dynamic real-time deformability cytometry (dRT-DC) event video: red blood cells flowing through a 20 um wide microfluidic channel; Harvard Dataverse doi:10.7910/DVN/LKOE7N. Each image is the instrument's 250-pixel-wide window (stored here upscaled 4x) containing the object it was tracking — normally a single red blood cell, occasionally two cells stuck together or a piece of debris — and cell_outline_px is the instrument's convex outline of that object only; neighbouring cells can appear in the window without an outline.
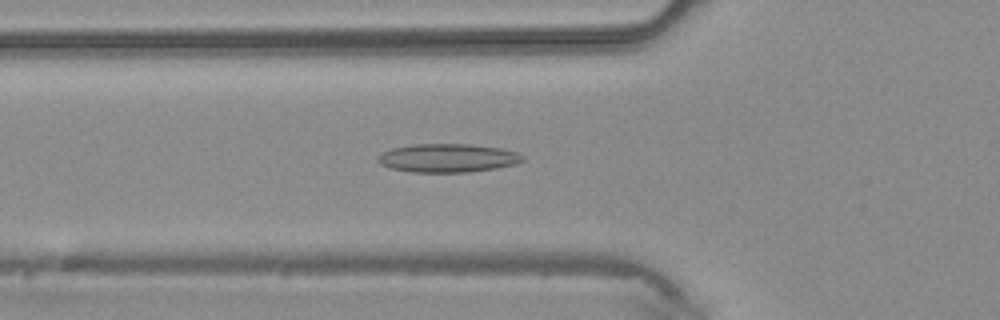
{"species": "common noctule bat (a hibernating species)", "species_latin": "Nyctalus noctula", "temperature_condition": "warm", "stored_images_in_passage": 33, "camera_frame_rate_fps": 3000, "um_per_image_px": 0.085, "animal": {"sex": "male", "body_mass_g": 20.4}, "frame": {"image": 1, "passage_image": 5, "time_ms": 1.333, "image_size_px": [1000, 320], "cell_outline_px": [[524, 160], [516, 164], [496, 168], [468, 172], [412, 172], [388, 168], [380, 164], [376, 160], [376, 156], [392, 148], [412, 144], [468, 144], [500, 148], [516, 152], [524, 156]], "centroid_in_image_um": [38.02, 13.43], "position_along_channel_um": 87.8, "area_um2": 24.16}}
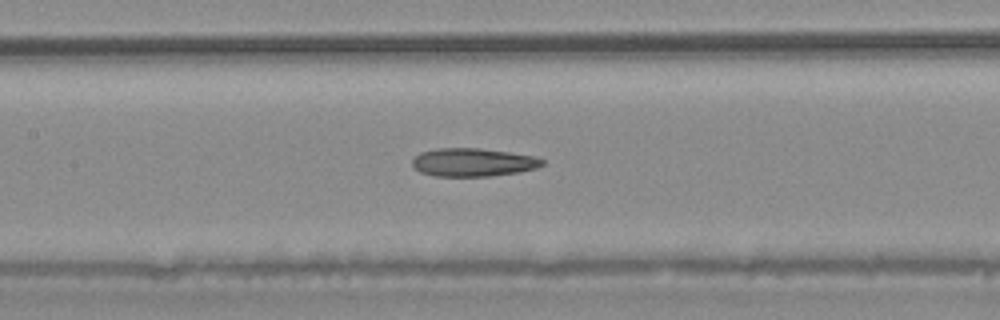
{"frame": {"image": 2, "passage_image": 10, "time_ms": 3.0, "image_size_px": [1000, 320], "cell_outline_px": [[544, 164], [536, 168], [520, 172], [492, 176], [432, 176], [420, 172], [412, 164], [412, 160], [420, 152], [436, 148], [480, 148], [536, 156], [544, 160]], "centroid_in_image_um": [40.22, 13.8], "position_along_channel_um": 167.2, "area_um2": 21.5}}
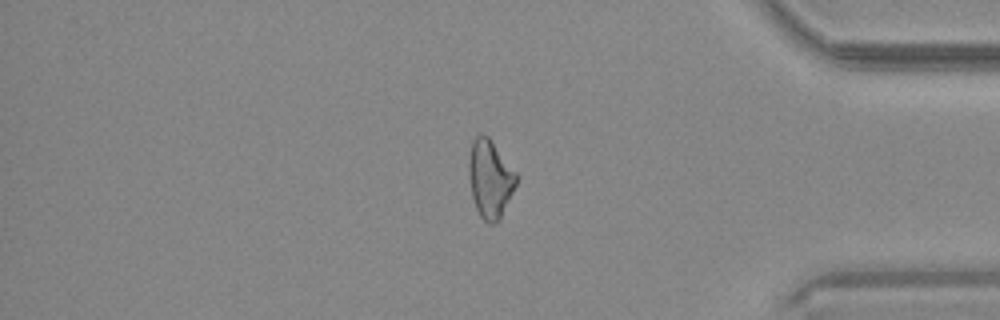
{"frame": {"image": 3, "passage_image": 26, "time_ms": 8.333, "image_size_px": [1000, 320], "cell_outline_px": [[516, 184], [500, 220], [496, 224], [488, 224], [480, 216], [476, 208], [472, 196], [468, 176], [468, 160], [472, 140], [480, 132], [488, 136], [516, 172]], "centroid_in_image_um": [41.63, 15.2], "position_along_channel_um": 393.6, "area_um2": 21.68}}